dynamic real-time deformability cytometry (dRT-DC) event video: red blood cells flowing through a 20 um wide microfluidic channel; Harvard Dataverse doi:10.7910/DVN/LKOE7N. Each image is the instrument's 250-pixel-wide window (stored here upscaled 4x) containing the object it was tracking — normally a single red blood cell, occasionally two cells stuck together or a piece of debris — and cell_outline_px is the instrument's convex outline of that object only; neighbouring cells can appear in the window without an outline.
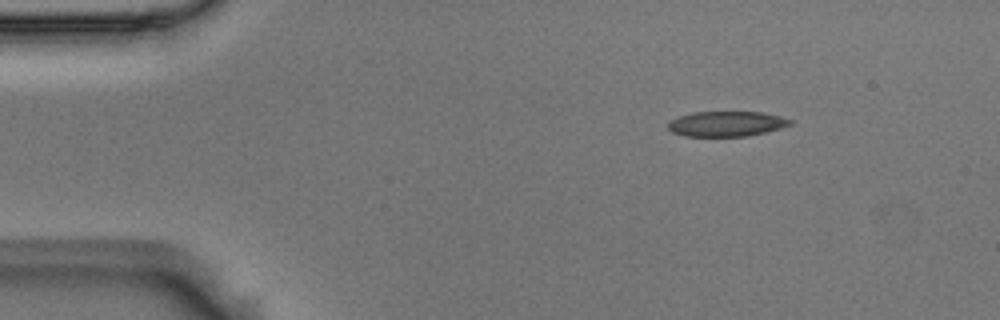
{"species": "Egyptian fruit bat (a non-hibernating species)", "species_latin": "Rousettus aegyptiacus", "temperature_condition": "room temperature", "stored_images_in_passage": 48, "camera_frame_rate_fps": 3000, "um_per_image_px": 0.085, "animal": {"sex": "male"}, "frame": {"image": 1, "passage_image": 1, "time_ms": 0.0, "image_size_px": [1000, 320], "cell_outline_px": [[792, 124], [780, 128], [748, 136], [684, 136], [672, 132], [668, 128], [668, 120], [676, 116], [692, 112], [760, 112], [780, 116], [792, 120]], "centroid_in_image_um": [61.69, 10.52], "position_along_channel_um": 23.3, "area_um2": 17.98}}
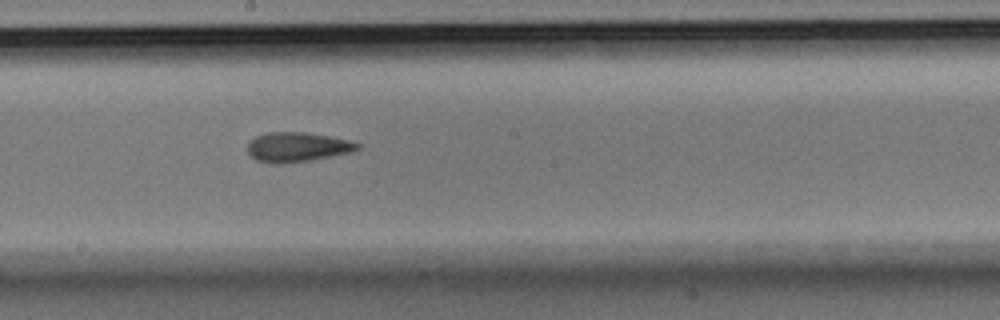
{"frame": {"image": 2, "passage_image": 23, "time_ms": 7.333, "image_size_px": [1000, 320], "cell_outline_px": [[360, 148], [352, 152], [312, 160], [284, 164], [272, 164], [256, 160], [248, 152], [248, 140], [256, 136], [268, 132], [304, 132], [328, 136], [348, 140], [360, 144]], "centroid_in_image_um": [25.24, 12.51], "position_along_channel_um": 223.0, "area_um2": 19.07}}
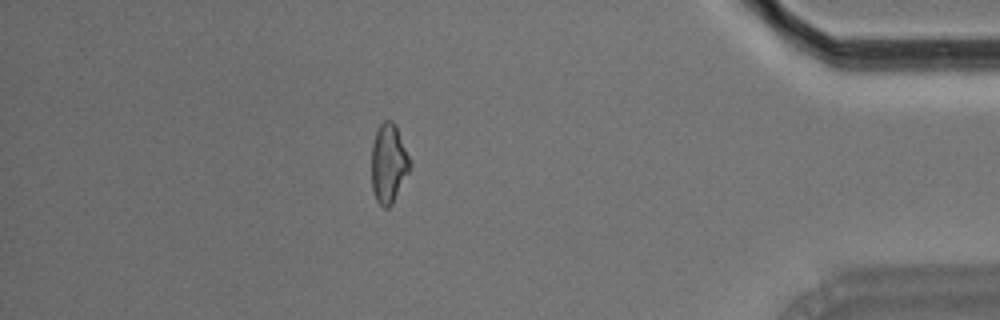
{"frame": {"image": 3, "passage_image": 41, "time_ms": 13.333, "image_size_px": [1000, 320], "cell_outline_px": [[412, 164], [392, 204], [388, 208], [384, 208], [376, 200], [372, 188], [372, 144], [376, 132], [380, 124], [384, 120], [392, 120], [396, 124]], "centroid_in_image_um": [33.03, 13.87], "position_along_channel_um": 402.2, "area_um2": 17.63}, "authors_computed_cell_mechanics": {"area_um2": 18.3804, "velocity_mm_per_s": 3.6697, "shape_relaxation_time_tau1_ms": 9.8083, "shape_relaxation_time_tau2_ms": 6.91, "deformation_change_tau1": 0.1886, "deformation_change_tau2": 0.1813}}